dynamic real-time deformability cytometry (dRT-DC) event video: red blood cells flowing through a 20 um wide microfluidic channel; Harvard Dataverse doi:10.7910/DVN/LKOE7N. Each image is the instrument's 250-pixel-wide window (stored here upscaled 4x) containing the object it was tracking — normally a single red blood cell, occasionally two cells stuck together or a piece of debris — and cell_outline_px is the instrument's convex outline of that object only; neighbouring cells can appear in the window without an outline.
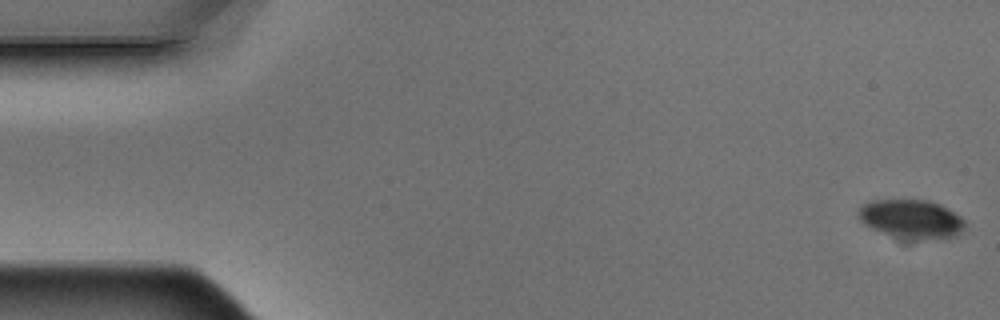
{"species": "Egyptian fruit bat (a non-hibernating species)", "species_latin": "Rousettus aegyptiacus", "temperature_condition": "warm", "stored_images_in_passage": 15, "camera_frame_rate_fps": 3000, "um_per_image_px": 0.085, "animal": {"sex": "male"}, "frame": {"image": 1, "passage_image": 1, "time_ms": 0.0, "image_size_px": [1000, 320], "cell_outline_px": [[964, 228], [956, 236], [916, 236], [884, 232], [872, 228], [864, 224], [860, 220], [860, 208], [864, 204], [872, 200], [928, 200], [940, 204], [960, 216], [964, 220]], "centroid_in_image_um": [77.47, 18.53], "position_along_channel_um": 7.5, "area_um2": 22.43}}
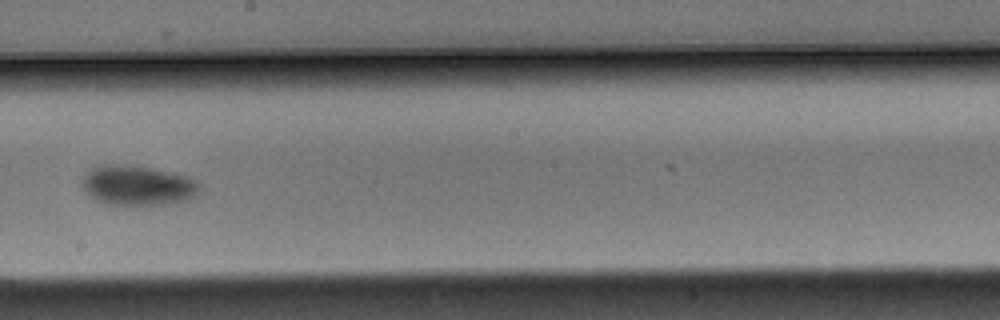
{"frame": {"image": 2, "passage_image": 9, "time_ms": 2.667, "image_size_px": [1000, 320], "cell_outline_px": [[200, 188], [196, 196], [188, 200], [168, 204], [108, 204], [84, 192], [80, 188], [80, 180], [92, 168], [112, 164], [124, 164], [152, 168], [188, 176], [196, 180], [200, 184]], "centroid_in_image_um": [11.72, 15.75], "position_along_channel_um": 236.5, "area_um2": 27.28}}
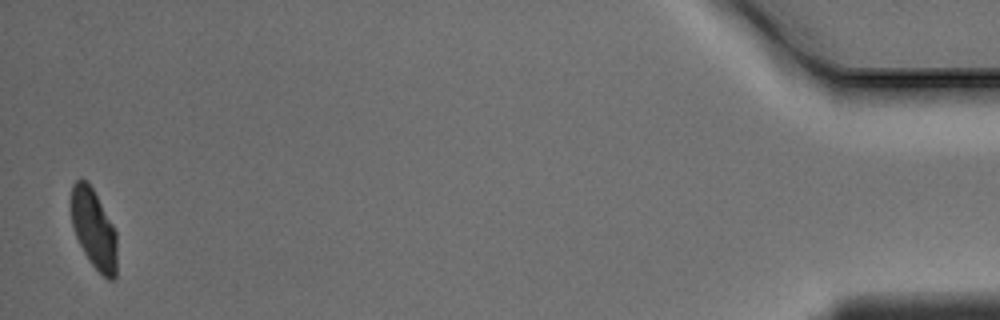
{"frame": {"image": 3, "passage_image": 15, "time_ms": 4.667, "image_size_px": [1000, 320], "cell_outline_px": [[116, 276], [112, 280], [108, 280], [92, 264], [84, 252], [76, 236], [72, 224], [72, 184], [80, 176], [88, 180], [112, 224], [116, 232]], "centroid_in_image_um": [7.97, 19.43], "position_along_channel_um": 427.2, "area_um2": 20.92}}